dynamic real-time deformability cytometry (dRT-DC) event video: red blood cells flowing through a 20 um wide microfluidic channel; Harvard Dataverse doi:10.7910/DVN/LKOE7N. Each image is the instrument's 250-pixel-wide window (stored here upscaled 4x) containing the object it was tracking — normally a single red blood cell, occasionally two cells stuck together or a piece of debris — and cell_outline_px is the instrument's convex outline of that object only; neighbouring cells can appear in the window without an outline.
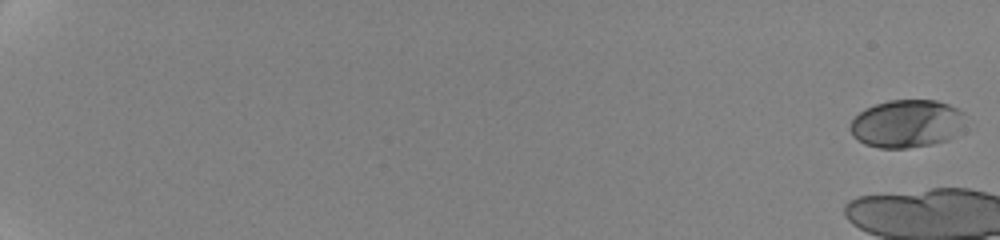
{"species": "human", "species_latin": "Homo sapiens", "temperature_condition": "cold", "stored_images_in_passage": 5, "camera_frame_rate_fps": 3000, "um_per_image_px": 0.085, "donor": {"sex": "female"}, "frame": {"image": 1, "passage_image": 1, "time_ms": 0.0, "image_size_px": [1000, 240], "cell_outline_px": [[964, 112], [952, 136], [948, 140], [932, 144], [908, 148], [880, 148], [864, 144], [852, 136], [848, 128], [852, 120], [864, 108], [888, 100], [936, 100], [948, 104]], "centroid_in_image_um": [76.96, 10.51], "position_along_channel_um": 8.0, "area_um2": 31.73}}